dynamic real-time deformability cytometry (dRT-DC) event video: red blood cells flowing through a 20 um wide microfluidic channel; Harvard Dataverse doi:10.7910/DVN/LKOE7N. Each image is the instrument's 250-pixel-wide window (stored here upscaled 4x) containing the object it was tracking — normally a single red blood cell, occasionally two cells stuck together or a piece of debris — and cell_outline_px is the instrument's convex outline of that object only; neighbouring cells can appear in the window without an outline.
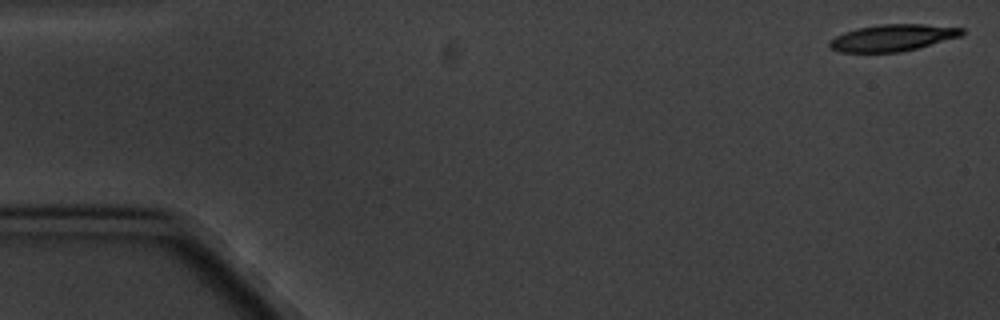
{"species": "common noctule bat (a hibernating species)", "species_latin": "Nyctalus noctula", "temperature_condition": "cold", "stored_images_in_passage": 6, "camera_frame_rate_fps": 3000, "um_per_image_px": 0.085, "animal": {"sex": "male", "body_mass_g": 20.1, "forearm_length_mm": 53.5}, "frame": {"image": 1, "passage_image": 1, "time_ms": 0.0, "image_size_px": [1000, 320], "cell_outline_px": [[964, 32], [960, 36], [916, 48], [900, 52], [840, 52], [832, 48], [828, 44], [836, 36], [844, 32], [860, 28], [880, 24], [924, 24], [964, 28]], "centroid_in_image_um": [75.88, 3.2], "position_along_channel_um": 9.1, "area_um2": 20.23}}
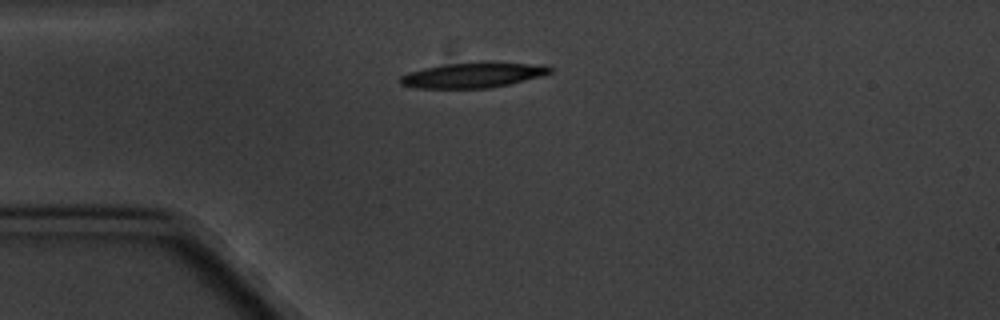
{"frame": {"image": 2, "passage_image": 4, "time_ms": 4.333, "image_size_px": [1000, 320], "cell_outline_px": [[552, 72], [540, 76], [492, 88], [416, 88], [400, 84], [396, 80], [400, 76], [408, 72], [424, 68], [444, 64], [484, 60], [488, 60], [544, 64], [552, 68]], "centroid_in_image_um": [40.21, 6.35], "position_along_channel_um": 44.8, "area_um2": 22.77}}